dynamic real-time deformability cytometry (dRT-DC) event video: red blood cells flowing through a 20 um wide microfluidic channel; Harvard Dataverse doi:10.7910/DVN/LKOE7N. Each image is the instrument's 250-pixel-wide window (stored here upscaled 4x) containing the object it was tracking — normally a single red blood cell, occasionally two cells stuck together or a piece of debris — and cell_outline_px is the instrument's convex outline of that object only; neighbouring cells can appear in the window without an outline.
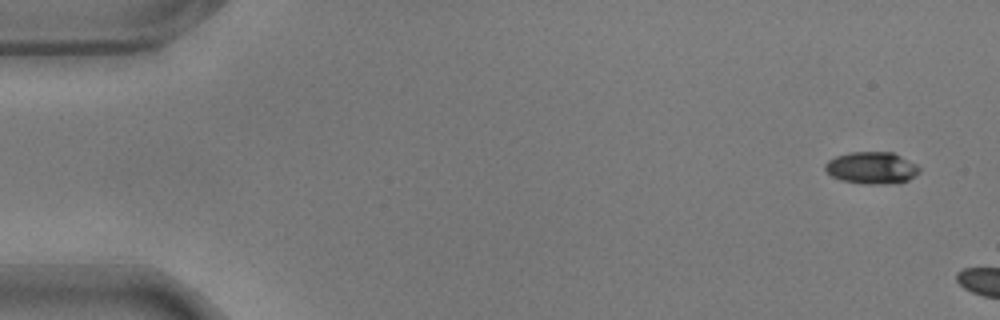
{"species": "common noctule bat (a hibernating species)", "species_latin": "Nyctalus noctula", "temperature_condition": "warm", "stored_images_in_passage": 5, "camera_frame_rate_fps": 3000, "um_per_image_px": 0.085, "animal": {"sex": "male", "body_mass_g": 17.9}, "frame": {"image": 1, "passage_image": 1, "time_ms": 0.0, "image_size_px": [1000, 320], "cell_outline_px": [[920, 172], [916, 176], [908, 180], [884, 184], [864, 184], [840, 180], [832, 176], [824, 168], [824, 164], [828, 160], [836, 156], [848, 152], [892, 152], [916, 164], [920, 168]], "centroid_in_image_um": [74.08, 14.27], "position_along_channel_um": 10.9, "area_um2": 17.57}}